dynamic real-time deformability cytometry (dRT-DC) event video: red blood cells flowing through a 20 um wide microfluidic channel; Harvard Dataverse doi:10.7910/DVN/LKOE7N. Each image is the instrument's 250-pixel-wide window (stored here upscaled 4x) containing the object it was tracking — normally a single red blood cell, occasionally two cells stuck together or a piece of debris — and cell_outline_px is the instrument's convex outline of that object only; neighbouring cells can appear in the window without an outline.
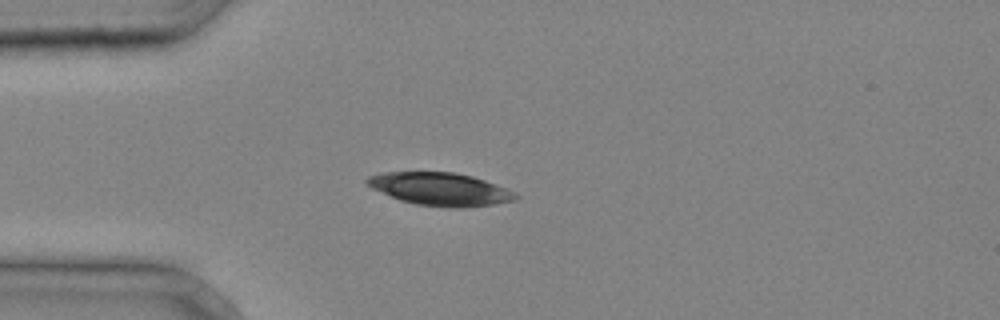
{"species": "common noctule bat (a hibernating species)", "species_latin": "Nyctalus noctula", "temperature_condition": "cold", "stored_images_in_passage": 2, "camera_frame_rate_fps": 3000, "um_per_image_px": 0.085, "animal": {"sex": "male", "body_mass_g": 20.4}, "frame": {"image": 1, "passage_image": 2, "time_ms": 0.333, "image_size_px": [1000, 320], "cell_outline_px": [[520, 196], [516, 200], [496, 204], [464, 208], [448, 208], [416, 204], [400, 200], [372, 188], [364, 184], [364, 180], [368, 176], [380, 172], [452, 172], [472, 176], [484, 180], [516, 192]], "centroid_in_image_um": [37.41, 16.08], "position_along_channel_um": 47.6, "area_um2": 28.67}}